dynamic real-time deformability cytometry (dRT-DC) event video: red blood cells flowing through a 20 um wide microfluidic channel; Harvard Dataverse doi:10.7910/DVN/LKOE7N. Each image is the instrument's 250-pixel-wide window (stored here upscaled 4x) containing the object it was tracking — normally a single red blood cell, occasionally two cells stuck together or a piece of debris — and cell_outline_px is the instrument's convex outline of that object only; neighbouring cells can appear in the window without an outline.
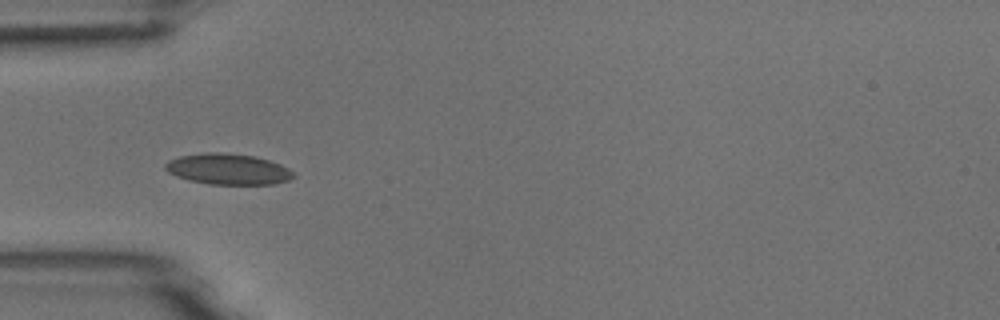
{"species": "common noctule bat (a hibernating species)", "species_latin": "Nyctalus noctula", "temperature_condition": "room temperature", "stored_images_in_passage": 6, "camera_frame_rate_fps": 3000, "um_per_image_px": 0.085, "animal": {"sex": "male", "body_mass_g": 18.8}, "frame": {"image": 1, "passage_image": 4, "time_ms": 4.333, "image_size_px": [1000, 320], "cell_outline_px": [[296, 176], [288, 180], [276, 184], [208, 184], [188, 180], [176, 176], [168, 172], [164, 168], [164, 164], [168, 160], [180, 156], [204, 152], [220, 152], [256, 156], [280, 164], [288, 168]], "centroid_in_image_um": [19.36, 14.37], "position_along_channel_um": 65.6, "area_um2": 23.18}}